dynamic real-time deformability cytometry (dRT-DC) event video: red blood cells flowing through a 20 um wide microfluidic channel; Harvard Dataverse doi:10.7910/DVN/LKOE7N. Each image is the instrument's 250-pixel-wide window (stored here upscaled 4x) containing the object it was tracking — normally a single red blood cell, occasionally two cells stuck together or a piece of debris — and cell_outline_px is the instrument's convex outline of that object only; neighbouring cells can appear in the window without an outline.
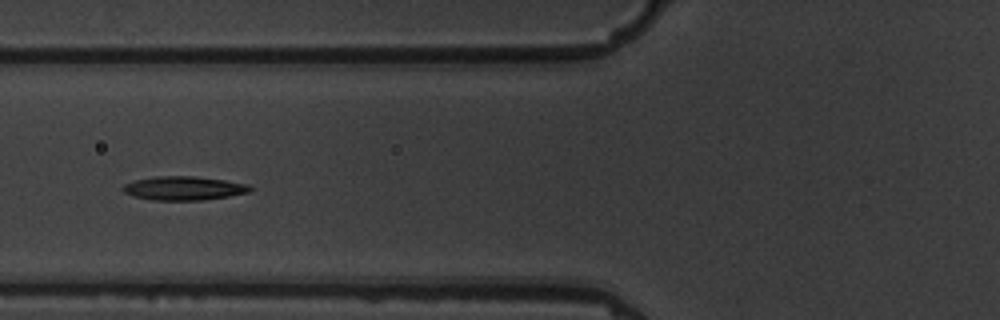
{"species": "common noctule bat (a hibernating species)", "species_latin": "Nyctalus noctula", "temperature_condition": "warm", "stored_images_in_passage": 10, "camera_frame_rate_fps": 3000, "um_per_image_px": 0.085, "animal": {"sex": "male", "body_mass_g": 19.5, "forearm_length_mm": 54.6}, "frame": {"image": 1, "passage_image": 5, "time_ms": 4.667, "image_size_px": [1000, 320], "cell_outline_px": [[252, 192], [204, 200], [152, 200], [132, 196], [124, 192], [120, 188], [124, 184], [136, 180], [152, 176], [196, 176], [224, 180], [248, 184], [252, 188]], "centroid_in_image_um": [15.61, 16.0], "position_along_channel_um": 110.2, "area_um2": 17.8}}
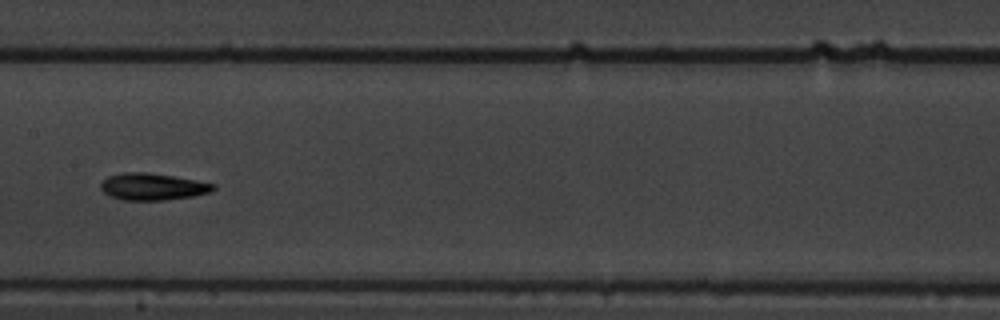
{"frame": {"image": 2, "passage_image": 7, "time_ms": 7.0, "image_size_px": [1000, 320], "cell_outline_px": [[216, 188], [208, 192], [192, 196], [164, 200], [120, 200], [104, 192], [100, 188], [100, 184], [108, 176], [124, 172], [148, 172], [172, 176], [216, 184]], "centroid_in_image_um": [12.94, 15.86], "position_along_channel_um": 194.5, "area_um2": 17.46}}
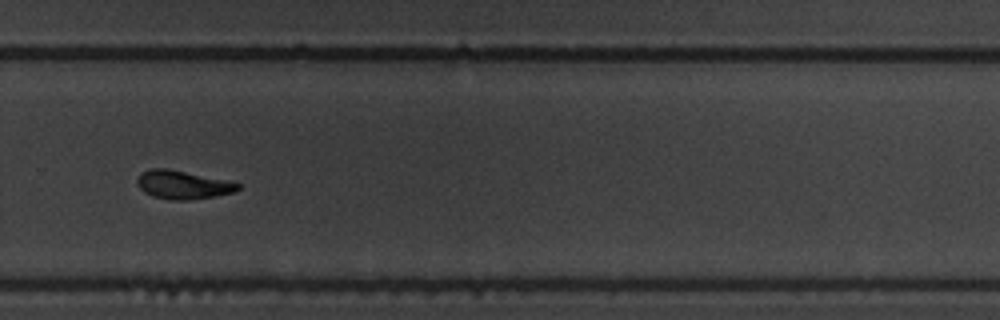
{"frame": {"image": 3, "passage_image": 10, "time_ms": 10.333, "image_size_px": [1000, 320], "cell_outline_px": [[240, 188], [236, 192], [216, 196], [188, 200], [172, 200], [152, 196], [144, 192], [136, 184], [136, 180], [140, 172], [152, 168], [164, 168], [228, 180], [240, 184]], "centroid_in_image_um": [15.53, 15.71], "position_along_channel_um": 314.3, "area_um2": 16.76}}